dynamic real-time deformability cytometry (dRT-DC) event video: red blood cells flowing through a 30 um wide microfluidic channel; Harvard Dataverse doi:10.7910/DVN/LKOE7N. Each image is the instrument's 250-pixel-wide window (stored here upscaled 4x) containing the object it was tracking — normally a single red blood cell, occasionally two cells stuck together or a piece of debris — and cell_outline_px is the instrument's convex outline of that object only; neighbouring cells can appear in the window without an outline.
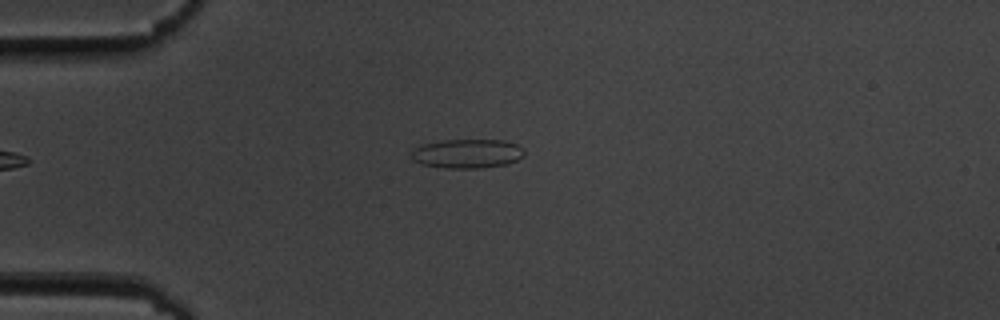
{"species": "common noctule bat (a hibernating species)", "species_latin": "Nyctalus noctula", "temperature_condition": "cold", "stored_images_in_passage": 42, "camera_frame_rate_fps": 3000, "um_per_image_px": 0.085, "animal": {"sex": "male", "body_mass_g": 19.5, "forearm_length_mm": 54.6}, "frame": {"image": 1, "passage_image": 1, "time_ms": 0.0, "image_size_px": [1000, 320], "cell_outline_px": [[524, 156], [508, 164], [480, 168], [444, 168], [420, 164], [412, 160], [412, 152], [416, 148], [424, 144], [444, 140], [504, 140], [516, 144], [524, 152]], "centroid_in_image_um": [39.71, 13.07], "position_along_channel_um": 45.3, "area_um2": 19.07}}
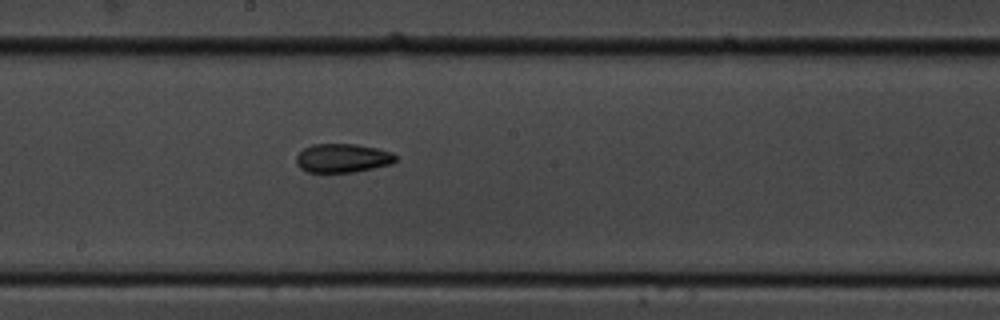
{"frame": {"image": 2, "passage_image": 17, "time_ms": 5.333, "image_size_px": [1000, 320], "cell_outline_px": [[396, 160], [392, 164], [352, 172], [308, 172], [300, 168], [296, 164], [296, 156], [304, 148], [312, 144], [356, 144], [376, 148], [392, 152], [396, 156]], "centroid_in_image_um": [29.1, 13.43], "position_along_channel_um": 219.1, "area_um2": 16.65}}
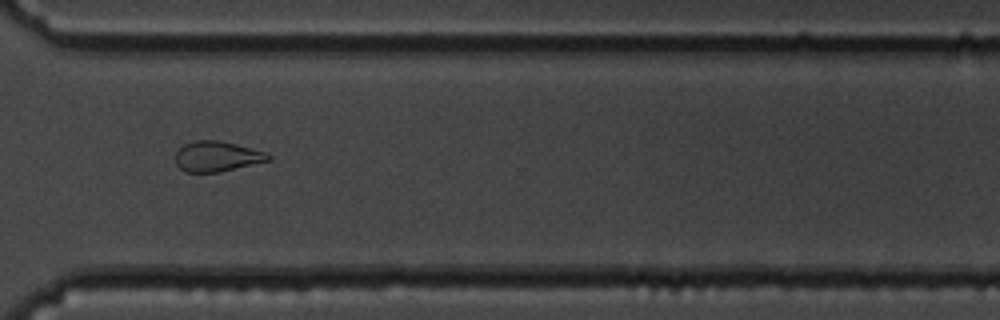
{"frame": {"image": 3, "passage_image": 28, "time_ms": 9.0, "image_size_px": [1000, 320], "cell_outline_px": [[272, 160], [220, 172], [184, 172], [176, 164], [176, 152], [184, 144], [192, 140], [220, 140], [268, 152], [272, 156]], "centroid_in_image_um": [18.48, 13.29], "position_along_channel_um": 352.1, "area_um2": 16.65}, "authors_computed_cell_mechanics": {"area_um2": 16.9932, "velocity_mm_per_s": 3.6318, "shape_relaxation_time_tau1_ms": null, "shape_relaxation_time_tau2_ms": 4.0156, "deformation_change_tau1": null, "deformation_change_tau2": 0.1158}}